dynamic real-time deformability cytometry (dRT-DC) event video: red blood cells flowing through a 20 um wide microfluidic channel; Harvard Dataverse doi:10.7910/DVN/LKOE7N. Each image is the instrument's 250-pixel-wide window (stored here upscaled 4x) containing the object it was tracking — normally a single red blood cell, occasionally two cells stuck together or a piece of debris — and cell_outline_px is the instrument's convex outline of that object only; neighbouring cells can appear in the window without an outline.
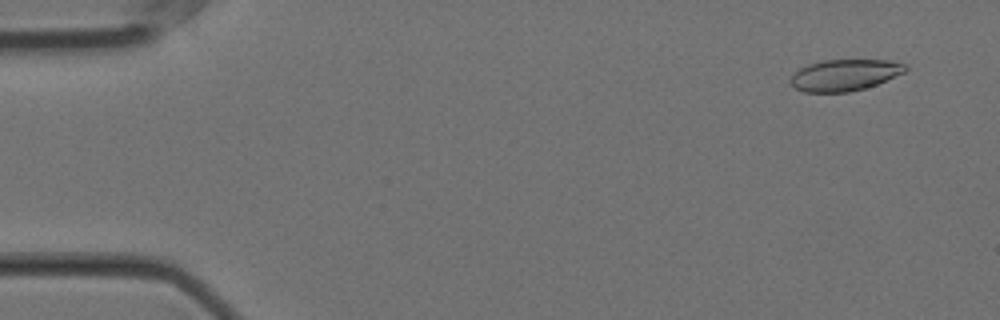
{"species": "Egyptian fruit bat (a non-hibernating species)", "species_latin": "Rousettus aegyptiacus", "temperature_condition": "cold", "stored_images_in_passage": 57, "camera_frame_rate_fps": 3000, "um_per_image_px": 0.085, "animal": {"sex": "female"}, "frame": {"image": 1, "passage_image": 4, "time_ms": 1.0, "image_size_px": [1000, 320], "cell_outline_px": [[908, 68], [904, 72], [876, 84], [864, 88], [848, 92], [804, 92], [796, 88], [792, 84], [792, 76], [800, 68], [808, 64], [820, 60], [888, 60], [908, 64]], "centroid_in_image_um": [71.82, 6.36], "position_along_channel_um": 13.2, "area_um2": 20.81}}
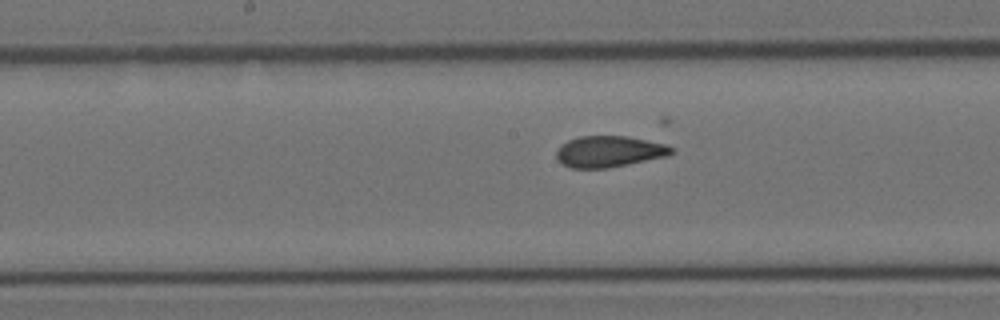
{"frame": {"image": 2, "passage_image": 29, "time_ms": 9.333, "image_size_px": [1000, 320], "cell_outline_px": [[676, 152], [668, 156], [608, 168], [572, 168], [564, 164], [556, 156], [556, 152], [560, 144], [568, 140], [580, 136], [628, 136], [668, 144], [676, 148]], "centroid_in_image_um": [51.85, 12.87], "position_along_channel_um": 196.4, "area_um2": 21.15}}
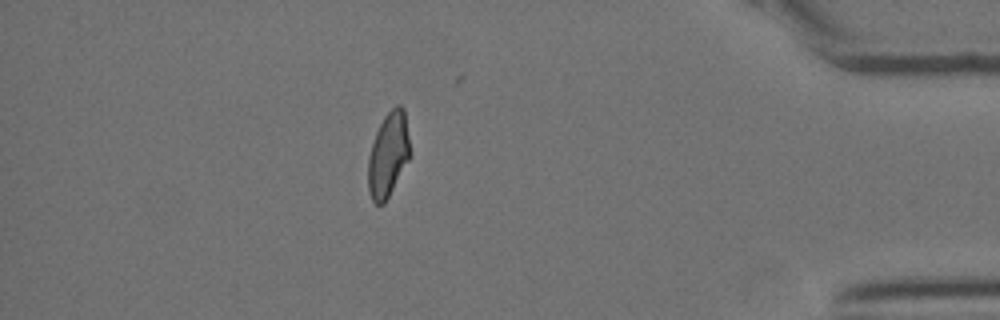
{"frame": {"image": 3, "passage_image": 50, "time_ms": 16.333, "image_size_px": [1000, 320], "cell_outline_px": [[412, 156], [384, 204], [376, 204], [372, 200], [368, 192], [368, 156], [376, 132], [384, 116], [396, 104], [400, 104], [404, 108], [412, 152]], "centroid_in_image_um": [33.03, 13.14], "position_along_channel_um": 402.2, "area_um2": 21.1}}